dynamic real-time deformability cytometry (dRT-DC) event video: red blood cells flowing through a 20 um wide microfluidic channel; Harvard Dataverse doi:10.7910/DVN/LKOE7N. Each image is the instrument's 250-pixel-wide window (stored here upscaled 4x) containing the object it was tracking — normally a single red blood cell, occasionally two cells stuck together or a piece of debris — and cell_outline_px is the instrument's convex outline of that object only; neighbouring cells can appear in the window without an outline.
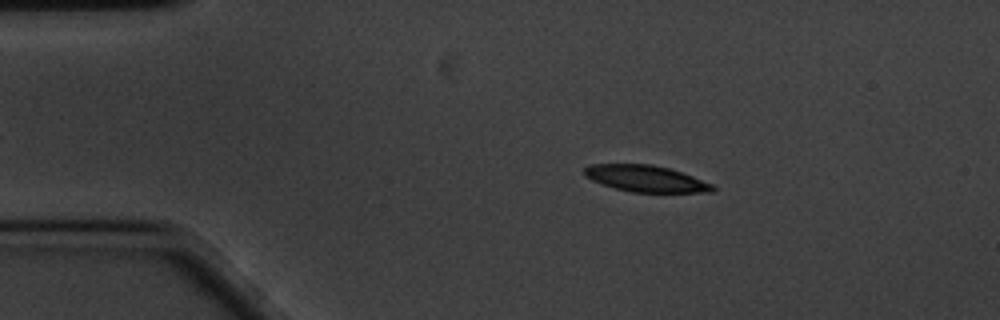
{"species": "common noctule bat (a hibernating species)", "species_latin": "Nyctalus noctula", "temperature_condition": "cold", "stored_images_in_passage": 50, "camera_frame_rate_fps": 3000, "um_per_image_px": 0.085, "animal": {"sex": "male", "body_mass_g": 20.1, "forearm_length_mm": 53.5}, "frame": {"image": 1, "passage_image": 10, "time_ms": 3.0, "image_size_px": [1000, 320], "cell_outline_px": [[716, 188], [712, 192], [632, 192], [616, 188], [592, 180], [584, 176], [584, 168], [588, 164], [652, 164], [668, 168], [692, 176], [712, 184]], "centroid_in_image_um": [54.87, 15.17], "position_along_channel_um": 30.1, "area_um2": 19.59}}
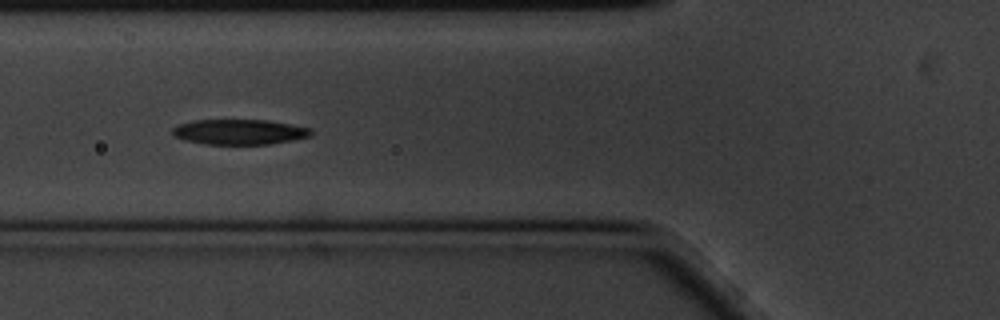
{"frame": {"image": 2, "passage_image": 21, "time_ms": 6.667, "image_size_px": [1000, 320], "cell_outline_px": [[312, 136], [292, 140], [268, 144], [204, 144], [184, 140], [172, 136], [172, 128], [180, 124], [196, 120], [268, 120], [292, 124], [312, 128]], "centroid_in_image_um": [20.36, 11.21], "position_along_channel_um": 105.4, "area_um2": 20.46}}
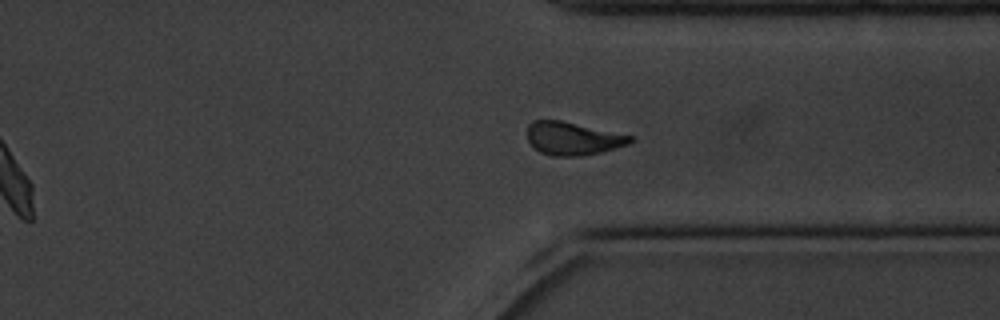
{"frame": {"image": 3, "passage_image": 44, "time_ms": 14.333, "image_size_px": [1000, 320], "cell_outline_px": [[636, 140], [628, 144], [600, 152], [584, 156], [552, 156], [540, 152], [532, 148], [528, 140], [528, 124], [532, 120], [560, 120], [636, 136]], "centroid_in_image_um": [48.7, 11.77], "position_along_channel_um": 362.7, "area_um2": 20.11}, "authors_computed_cell_mechanics": {"area_um2": 20.5479, "velocity_mm_per_s": 3.3534, "shape_relaxation_time_tau1_ms": 3.4439, "shape_relaxation_time_tau2_ms": 2.4958, "deformation_change_tau1": 0.1516, "deformation_change_tau2": 0.1026}}